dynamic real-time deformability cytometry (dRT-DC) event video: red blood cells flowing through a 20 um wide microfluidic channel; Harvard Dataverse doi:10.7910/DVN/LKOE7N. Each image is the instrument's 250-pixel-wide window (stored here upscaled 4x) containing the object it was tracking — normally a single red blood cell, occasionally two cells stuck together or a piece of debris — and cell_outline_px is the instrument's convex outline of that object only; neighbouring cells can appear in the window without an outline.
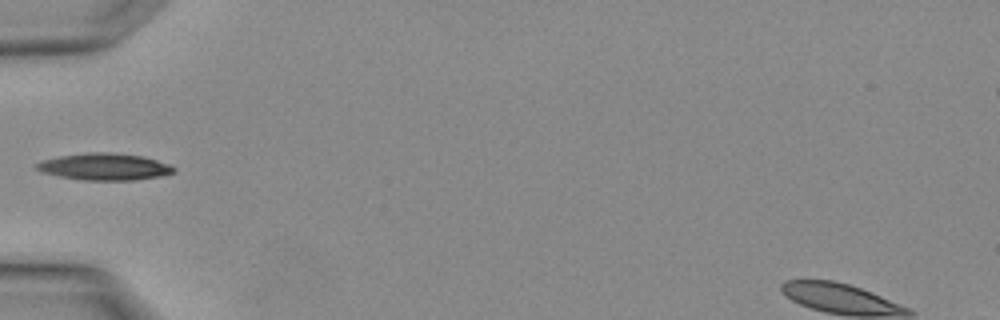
{"species": "Egyptian fruit bat (a non-hibernating species)", "species_latin": "Rousettus aegyptiacus", "temperature_condition": "warm", "stored_images_in_passage": 5, "camera_frame_rate_fps": 3000, "um_per_image_px": 0.085, "animal": {"sex": "female"}, "frame": {"image": 1, "passage_image": 5, "time_ms": 1.333, "image_size_px": [1000, 320], "cell_outline_px": [[176, 172], [160, 176], [136, 180], [84, 180], [60, 176], [44, 172], [36, 168], [36, 164], [40, 160], [60, 156], [88, 152], [108, 152], [144, 156], [172, 164], [176, 168]], "centroid_in_image_um": [8.95, 14.16], "position_along_channel_um": 76.0, "area_um2": 21.56}}